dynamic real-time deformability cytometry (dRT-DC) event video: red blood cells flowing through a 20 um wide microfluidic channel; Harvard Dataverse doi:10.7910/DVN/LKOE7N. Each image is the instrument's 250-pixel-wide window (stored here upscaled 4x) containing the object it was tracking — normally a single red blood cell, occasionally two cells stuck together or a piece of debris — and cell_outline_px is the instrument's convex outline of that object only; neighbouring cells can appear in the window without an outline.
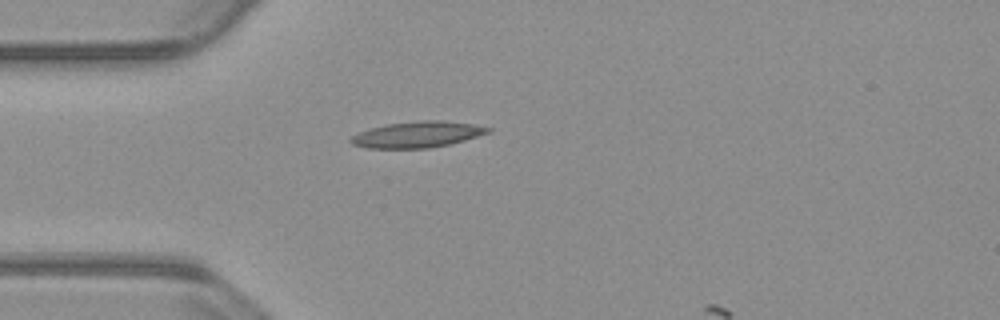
{"species": "common noctule bat (a hibernating species)", "species_latin": "Nyctalus noctula", "temperature_condition": "warm", "stored_images_in_passage": 3, "camera_frame_rate_fps": 3000, "um_per_image_px": 0.085, "animal": {"sex": "male", "body_mass_g": 23.1, "forearm_length_mm": 52.7}, "frame": {"image": 1, "passage_image": 1, "time_ms": 0.0, "image_size_px": [1000, 320], "cell_outline_px": [[492, 132], [452, 144], [428, 148], [368, 148], [352, 144], [348, 140], [352, 136], [368, 128], [388, 124], [420, 120], [440, 120], [472, 124], [492, 128]], "centroid_in_image_um": [35.5, 11.43], "position_along_channel_um": 49.5, "area_um2": 20.92}}